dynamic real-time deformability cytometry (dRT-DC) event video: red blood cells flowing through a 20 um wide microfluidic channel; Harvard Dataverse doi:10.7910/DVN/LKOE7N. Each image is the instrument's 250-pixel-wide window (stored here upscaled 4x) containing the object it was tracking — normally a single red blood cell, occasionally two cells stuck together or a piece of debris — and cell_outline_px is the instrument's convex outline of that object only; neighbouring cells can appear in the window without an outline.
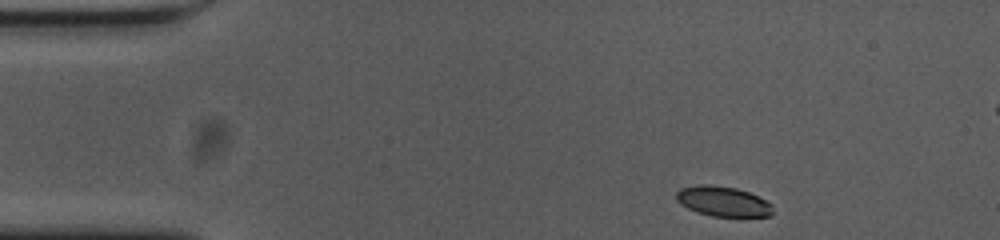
{"species": "common noctule bat (a hibernating species)", "species_latin": "Nyctalus noctula", "temperature_condition": "cold", "stored_images_in_passage": 50, "camera_frame_rate_fps": 3000, "um_per_image_px": 0.085, "animal": {"sex": "female", "body_mass_g": 23.0, "forearm_length_mm": 53.4}, "frame": {"image": 1, "passage_image": 1, "time_ms": 0.0, "image_size_px": [1000, 240], "cell_outline_px": [[772, 216], [712, 216], [696, 212], [680, 204], [676, 200], [676, 192], [680, 188], [704, 184], [708, 184], [736, 188], [748, 192], [772, 204]], "centroid_in_image_um": [61.42, 17.12], "position_along_channel_um": 23.6, "area_um2": 16.76}}
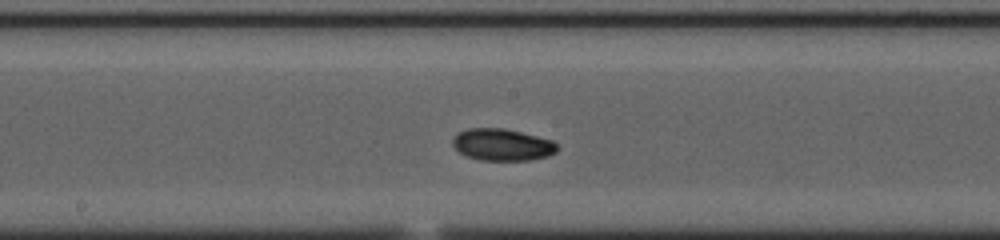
{"frame": {"image": 2, "passage_image": 22, "time_ms": 7.0, "image_size_px": [1000, 240], "cell_outline_px": [[560, 148], [556, 152], [548, 156], [528, 160], [480, 160], [468, 156], [460, 152], [452, 144], [452, 140], [456, 132], [468, 128], [504, 128], [552, 140]], "centroid_in_image_um": [42.68, 12.29], "position_along_channel_um": 205.5, "area_um2": 19.42}}
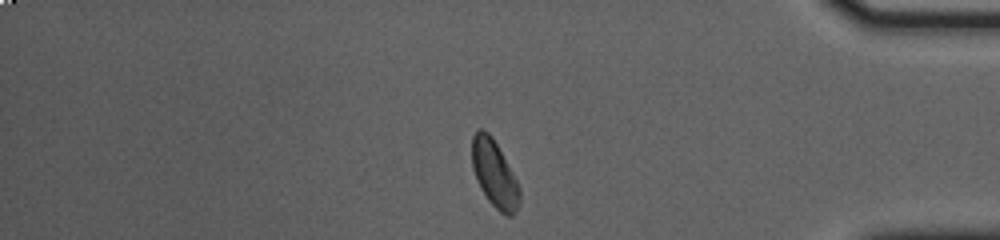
{"frame": {"image": 3, "passage_image": 40, "time_ms": 13.0, "image_size_px": [1000, 240], "cell_outline_px": [[520, 204], [516, 212], [512, 216], [508, 216], [500, 212], [488, 200], [480, 188], [476, 180], [472, 168], [472, 136], [480, 128], [488, 132], [492, 136], [512, 172], [520, 188]], "centroid_in_image_um": [42.02, 14.8], "position_along_channel_um": 393.2, "area_um2": 18.55}, "authors_computed_cell_mechanics": {"area_um2": 18.5827, "velocity_mm_per_s": 3.6318, "shape_relaxation_time_tau1_ms": 3.3872, "shape_relaxation_time_tau2_ms": null, "deformation_change_tau1": 0.098, "deformation_change_tau2": null}}